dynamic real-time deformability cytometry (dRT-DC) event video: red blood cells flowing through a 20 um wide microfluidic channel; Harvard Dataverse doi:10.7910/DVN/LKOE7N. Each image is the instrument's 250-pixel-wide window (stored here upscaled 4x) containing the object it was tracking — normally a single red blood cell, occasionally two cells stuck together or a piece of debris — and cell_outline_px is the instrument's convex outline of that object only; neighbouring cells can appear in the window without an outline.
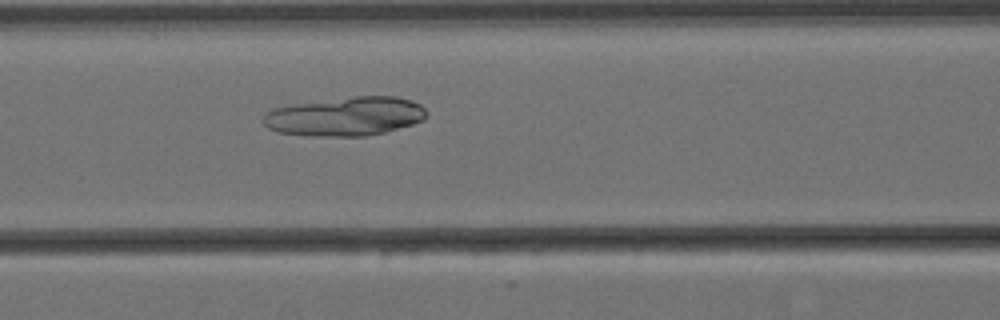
{"species": "Egyptian fruit bat (a non-hibernating species)", "species_latin": "Rousettus aegyptiacus", "temperature_condition": "cold", "stored_images_in_passage": 9, "camera_frame_rate_fps": 3000, "um_per_image_px": 0.085, "animal": {"sex": "female"}, "frame": {"image": 1, "passage_image": 9, "time_ms": 2.667, "image_size_px": [1000, 320], "cell_outline_px": [[428, 112], [424, 120], [412, 124], [384, 132], [364, 136], [308, 136], [280, 132], [268, 128], [264, 124], [264, 116], [272, 108], [296, 104], [356, 96], [396, 96], [412, 100], [420, 104]], "centroid_in_image_um": [29.39, 9.89], "position_along_channel_um": 137.2, "area_um2": 36.82}}